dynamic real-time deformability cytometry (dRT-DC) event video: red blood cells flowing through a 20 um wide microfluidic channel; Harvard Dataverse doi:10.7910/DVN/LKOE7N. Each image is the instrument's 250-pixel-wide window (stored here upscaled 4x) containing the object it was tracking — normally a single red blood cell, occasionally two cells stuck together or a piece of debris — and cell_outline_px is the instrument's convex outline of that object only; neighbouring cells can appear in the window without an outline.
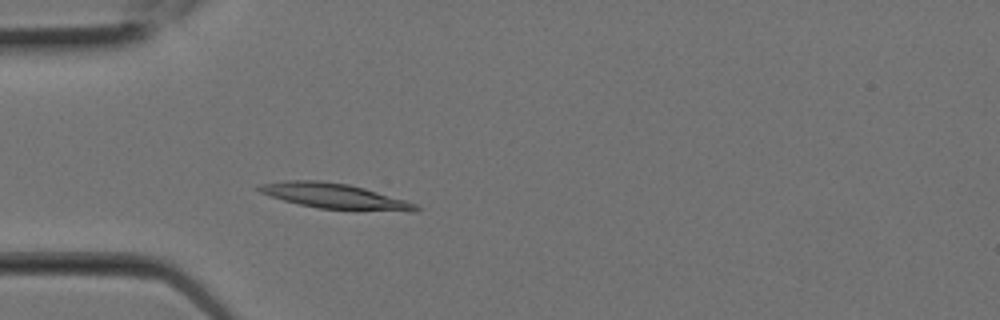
{"species": "Egyptian fruit bat (a non-hibernating species)", "species_latin": "Rousettus aegyptiacus", "temperature_condition": "room temperature", "stored_images_in_passage": 5, "camera_frame_rate_fps": 3000, "um_per_image_px": 0.085, "animal": {"sex": "female"}, "frame": {"image": 1, "passage_image": 5, "time_ms": 1.333, "image_size_px": [1000, 320], "cell_outline_px": [[420, 208], [416, 212], [412, 212], [320, 208], [300, 204], [284, 200], [260, 192], [256, 188], [260, 184], [284, 180], [320, 180], [348, 184], [364, 188], [404, 200], [416, 204]], "centroid_in_image_um": [28.44, 16.66], "position_along_channel_um": 56.6, "area_um2": 22.77}}